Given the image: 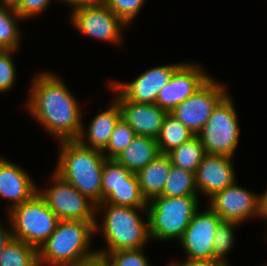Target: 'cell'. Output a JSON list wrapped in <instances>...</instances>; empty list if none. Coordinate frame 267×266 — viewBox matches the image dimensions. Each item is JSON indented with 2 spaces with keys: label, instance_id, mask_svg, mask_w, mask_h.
Wrapping results in <instances>:
<instances>
[{
  "label": "cell",
  "instance_id": "obj_1",
  "mask_svg": "<svg viewBox=\"0 0 267 266\" xmlns=\"http://www.w3.org/2000/svg\"><path fill=\"white\" fill-rule=\"evenodd\" d=\"M26 108L58 141L77 140L83 127L79 102L59 76L42 72L32 78Z\"/></svg>",
  "mask_w": 267,
  "mask_h": 266
},
{
  "label": "cell",
  "instance_id": "obj_2",
  "mask_svg": "<svg viewBox=\"0 0 267 266\" xmlns=\"http://www.w3.org/2000/svg\"><path fill=\"white\" fill-rule=\"evenodd\" d=\"M55 168L65 181L96 205L102 203V171L106 157L102 151L82 145L78 140L60 141Z\"/></svg>",
  "mask_w": 267,
  "mask_h": 266
},
{
  "label": "cell",
  "instance_id": "obj_3",
  "mask_svg": "<svg viewBox=\"0 0 267 266\" xmlns=\"http://www.w3.org/2000/svg\"><path fill=\"white\" fill-rule=\"evenodd\" d=\"M99 210H103L105 216L101 225L95 223V233L102 232L107 247L96 251L104 254L115 250L139 249L145 247L151 239L148 216L144 221L139 215L144 210L147 213V208L99 203L96 212H100Z\"/></svg>",
  "mask_w": 267,
  "mask_h": 266
},
{
  "label": "cell",
  "instance_id": "obj_4",
  "mask_svg": "<svg viewBox=\"0 0 267 266\" xmlns=\"http://www.w3.org/2000/svg\"><path fill=\"white\" fill-rule=\"evenodd\" d=\"M96 222L59 220L55 231L38 249L39 265L68 266L94 254L90 246Z\"/></svg>",
  "mask_w": 267,
  "mask_h": 266
},
{
  "label": "cell",
  "instance_id": "obj_5",
  "mask_svg": "<svg viewBox=\"0 0 267 266\" xmlns=\"http://www.w3.org/2000/svg\"><path fill=\"white\" fill-rule=\"evenodd\" d=\"M198 195L181 197L157 196L147 203L151 240H173L182 237L195 212Z\"/></svg>",
  "mask_w": 267,
  "mask_h": 266
},
{
  "label": "cell",
  "instance_id": "obj_6",
  "mask_svg": "<svg viewBox=\"0 0 267 266\" xmlns=\"http://www.w3.org/2000/svg\"><path fill=\"white\" fill-rule=\"evenodd\" d=\"M13 238L39 249L55 231L59 218L37 192L30 200L8 210Z\"/></svg>",
  "mask_w": 267,
  "mask_h": 266
},
{
  "label": "cell",
  "instance_id": "obj_7",
  "mask_svg": "<svg viewBox=\"0 0 267 266\" xmlns=\"http://www.w3.org/2000/svg\"><path fill=\"white\" fill-rule=\"evenodd\" d=\"M229 93L217 104L198 134L206 154L234 157L240 137L239 121Z\"/></svg>",
  "mask_w": 267,
  "mask_h": 266
},
{
  "label": "cell",
  "instance_id": "obj_8",
  "mask_svg": "<svg viewBox=\"0 0 267 266\" xmlns=\"http://www.w3.org/2000/svg\"><path fill=\"white\" fill-rule=\"evenodd\" d=\"M52 186L38 193L59 220L98 221L96 204L53 172Z\"/></svg>",
  "mask_w": 267,
  "mask_h": 266
},
{
  "label": "cell",
  "instance_id": "obj_9",
  "mask_svg": "<svg viewBox=\"0 0 267 266\" xmlns=\"http://www.w3.org/2000/svg\"><path fill=\"white\" fill-rule=\"evenodd\" d=\"M225 85L210 78L193 95L177 105L172 111L194 135H198L217 104L228 94Z\"/></svg>",
  "mask_w": 267,
  "mask_h": 266
},
{
  "label": "cell",
  "instance_id": "obj_10",
  "mask_svg": "<svg viewBox=\"0 0 267 266\" xmlns=\"http://www.w3.org/2000/svg\"><path fill=\"white\" fill-rule=\"evenodd\" d=\"M70 19L83 35L116 45L122 42V29L127 25L105 3L71 11Z\"/></svg>",
  "mask_w": 267,
  "mask_h": 266
},
{
  "label": "cell",
  "instance_id": "obj_11",
  "mask_svg": "<svg viewBox=\"0 0 267 266\" xmlns=\"http://www.w3.org/2000/svg\"><path fill=\"white\" fill-rule=\"evenodd\" d=\"M199 210L195 212L179 242L186 253V259L214 261L213 238L223 220L210 207L204 212Z\"/></svg>",
  "mask_w": 267,
  "mask_h": 266
},
{
  "label": "cell",
  "instance_id": "obj_12",
  "mask_svg": "<svg viewBox=\"0 0 267 266\" xmlns=\"http://www.w3.org/2000/svg\"><path fill=\"white\" fill-rule=\"evenodd\" d=\"M259 195L238 186L235 182L211 196L208 207L223 221L241 224L249 218H255L256 216L260 218Z\"/></svg>",
  "mask_w": 267,
  "mask_h": 266
},
{
  "label": "cell",
  "instance_id": "obj_13",
  "mask_svg": "<svg viewBox=\"0 0 267 266\" xmlns=\"http://www.w3.org/2000/svg\"><path fill=\"white\" fill-rule=\"evenodd\" d=\"M210 78L200 64L185 62L174 72L170 82L159 91L155 104L170 112Z\"/></svg>",
  "mask_w": 267,
  "mask_h": 266
},
{
  "label": "cell",
  "instance_id": "obj_14",
  "mask_svg": "<svg viewBox=\"0 0 267 266\" xmlns=\"http://www.w3.org/2000/svg\"><path fill=\"white\" fill-rule=\"evenodd\" d=\"M168 64L153 67L129 83L110 82L126 100L137 103L155 104L159 91L170 82L174 72L183 64Z\"/></svg>",
  "mask_w": 267,
  "mask_h": 266
},
{
  "label": "cell",
  "instance_id": "obj_15",
  "mask_svg": "<svg viewBox=\"0 0 267 266\" xmlns=\"http://www.w3.org/2000/svg\"><path fill=\"white\" fill-rule=\"evenodd\" d=\"M109 87L116 94L114 99L120 106L122 118L134 130L135 134L156 139L168 111L156 104L126 100L112 85L109 84Z\"/></svg>",
  "mask_w": 267,
  "mask_h": 266
},
{
  "label": "cell",
  "instance_id": "obj_16",
  "mask_svg": "<svg viewBox=\"0 0 267 266\" xmlns=\"http://www.w3.org/2000/svg\"><path fill=\"white\" fill-rule=\"evenodd\" d=\"M232 159L222 155L203 156L195 173L198 195L200 191L209 199L237 181Z\"/></svg>",
  "mask_w": 267,
  "mask_h": 266
},
{
  "label": "cell",
  "instance_id": "obj_17",
  "mask_svg": "<svg viewBox=\"0 0 267 266\" xmlns=\"http://www.w3.org/2000/svg\"><path fill=\"white\" fill-rule=\"evenodd\" d=\"M37 192L34 181L23 168L0 158V197L11 201L8 210L30 200Z\"/></svg>",
  "mask_w": 267,
  "mask_h": 266
},
{
  "label": "cell",
  "instance_id": "obj_18",
  "mask_svg": "<svg viewBox=\"0 0 267 266\" xmlns=\"http://www.w3.org/2000/svg\"><path fill=\"white\" fill-rule=\"evenodd\" d=\"M110 105L91 120L87 129L82 127L77 139L82 145L100 151L106 148L117 122L122 118L120 106L114 98Z\"/></svg>",
  "mask_w": 267,
  "mask_h": 266
},
{
  "label": "cell",
  "instance_id": "obj_19",
  "mask_svg": "<svg viewBox=\"0 0 267 266\" xmlns=\"http://www.w3.org/2000/svg\"><path fill=\"white\" fill-rule=\"evenodd\" d=\"M171 165L169 155L161 153L136 173L142 195L147 202L161 195Z\"/></svg>",
  "mask_w": 267,
  "mask_h": 266
},
{
  "label": "cell",
  "instance_id": "obj_20",
  "mask_svg": "<svg viewBox=\"0 0 267 266\" xmlns=\"http://www.w3.org/2000/svg\"><path fill=\"white\" fill-rule=\"evenodd\" d=\"M159 154L161 153L156 139L136 135L116 160L131 172L137 173Z\"/></svg>",
  "mask_w": 267,
  "mask_h": 266
},
{
  "label": "cell",
  "instance_id": "obj_21",
  "mask_svg": "<svg viewBox=\"0 0 267 266\" xmlns=\"http://www.w3.org/2000/svg\"><path fill=\"white\" fill-rule=\"evenodd\" d=\"M193 136L194 134L179 119L168 112L156 140L160 153L168 154Z\"/></svg>",
  "mask_w": 267,
  "mask_h": 266
},
{
  "label": "cell",
  "instance_id": "obj_22",
  "mask_svg": "<svg viewBox=\"0 0 267 266\" xmlns=\"http://www.w3.org/2000/svg\"><path fill=\"white\" fill-rule=\"evenodd\" d=\"M205 154L203 144L198 135H194L168 153L172 165L193 173H196Z\"/></svg>",
  "mask_w": 267,
  "mask_h": 266
},
{
  "label": "cell",
  "instance_id": "obj_23",
  "mask_svg": "<svg viewBox=\"0 0 267 266\" xmlns=\"http://www.w3.org/2000/svg\"><path fill=\"white\" fill-rule=\"evenodd\" d=\"M102 203L115 206L147 208V200L142 195L136 173L127 178V183L113 189Z\"/></svg>",
  "mask_w": 267,
  "mask_h": 266
},
{
  "label": "cell",
  "instance_id": "obj_24",
  "mask_svg": "<svg viewBox=\"0 0 267 266\" xmlns=\"http://www.w3.org/2000/svg\"><path fill=\"white\" fill-rule=\"evenodd\" d=\"M0 266H40L38 249L12 238L0 255Z\"/></svg>",
  "mask_w": 267,
  "mask_h": 266
},
{
  "label": "cell",
  "instance_id": "obj_25",
  "mask_svg": "<svg viewBox=\"0 0 267 266\" xmlns=\"http://www.w3.org/2000/svg\"><path fill=\"white\" fill-rule=\"evenodd\" d=\"M198 195L195 173L171 165L161 196L181 197Z\"/></svg>",
  "mask_w": 267,
  "mask_h": 266
},
{
  "label": "cell",
  "instance_id": "obj_26",
  "mask_svg": "<svg viewBox=\"0 0 267 266\" xmlns=\"http://www.w3.org/2000/svg\"><path fill=\"white\" fill-rule=\"evenodd\" d=\"M17 19L22 20L16 10L0 6V46L4 50H17L20 45Z\"/></svg>",
  "mask_w": 267,
  "mask_h": 266
},
{
  "label": "cell",
  "instance_id": "obj_27",
  "mask_svg": "<svg viewBox=\"0 0 267 266\" xmlns=\"http://www.w3.org/2000/svg\"><path fill=\"white\" fill-rule=\"evenodd\" d=\"M240 224L230 221H222L215 232L213 240L214 262L220 266H229L226 255L234 246V227Z\"/></svg>",
  "mask_w": 267,
  "mask_h": 266
},
{
  "label": "cell",
  "instance_id": "obj_28",
  "mask_svg": "<svg viewBox=\"0 0 267 266\" xmlns=\"http://www.w3.org/2000/svg\"><path fill=\"white\" fill-rule=\"evenodd\" d=\"M133 174L116 159H106L102 171V202L121 184L127 183V178Z\"/></svg>",
  "mask_w": 267,
  "mask_h": 266
},
{
  "label": "cell",
  "instance_id": "obj_29",
  "mask_svg": "<svg viewBox=\"0 0 267 266\" xmlns=\"http://www.w3.org/2000/svg\"><path fill=\"white\" fill-rule=\"evenodd\" d=\"M134 130L121 118L113 130L109 143L102 151L106 159H116L117 156L133 141ZM107 150V152H106Z\"/></svg>",
  "mask_w": 267,
  "mask_h": 266
},
{
  "label": "cell",
  "instance_id": "obj_30",
  "mask_svg": "<svg viewBox=\"0 0 267 266\" xmlns=\"http://www.w3.org/2000/svg\"><path fill=\"white\" fill-rule=\"evenodd\" d=\"M143 248L105 252L109 266H149L151 263L144 255Z\"/></svg>",
  "mask_w": 267,
  "mask_h": 266
},
{
  "label": "cell",
  "instance_id": "obj_31",
  "mask_svg": "<svg viewBox=\"0 0 267 266\" xmlns=\"http://www.w3.org/2000/svg\"><path fill=\"white\" fill-rule=\"evenodd\" d=\"M144 2L146 0H106L105 4L128 26L138 16L145 4Z\"/></svg>",
  "mask_w": 267,
  "mask_h": 266
},
{
  "label": "cell",
  "instance_id": "obj_32",
  "mask_svg": "<svg viewBox=\"0 0 267 266\" xmlns=\"http://www.w3.org/2000/svg\"><path fill=\"white\" fill-rule=\"evenodd\" d=\"M16 50H3L0 53V93L13 88L16 80V68L12 54Z\"/></svg>",
  "mask_w": 267,
  "mask_h": 266
},
{
  "label": "cell",
  "instance_id": "obj_33",
  "mask_svg": "<svg viewBox=\"0 0 267 266\" xmlns=\"http://www.w3.org/2000/svg\"><path fill=\"white\" fill-rule=\"evenodd\" d=\"M51 0H22L16 12L22 19L33 18L41 13L50 5Z\"/></svg>",
  "mask_w": 267,
  "mask_h": 266
},
{
  "label": "cell",
  "instance_id": "obj_34",
  "mask_svg": "<svg viewBox=\"0 0 267 266\" xmlns=\"http://www.w3.org/2000/svg\"><path fill=\"white\" fill-rule=\"evenodd\" d=\"M68 266H109L108 260L103 253L96 251L94 254L77 260Z\"/></svg>",
  "mask_w": 267,
  "mask_h": 266
},
{
  "label": "cell",
  "instance_id": "obj_35",
  "mask_svg": "<svg viewBox=\"0 0 267 266\" xmlns=\"http://www.w3.org/2000/svg\"><path fill=\"white\" fill-rule=\"evenodd\" d=\"M64 1L69 5L71 4L70 6H73L72 11H74L84 7L102 5L106 0H63V2Z\"/></svg>",
  "mask_w": 267,
  "mask_h": 266
},
{
  "label": "cell",
  "instance_id": "obj_36",
  "mask_svg": "<svg viewBox=\"0 0 267 266\" xmlns=\"http://www.w3.org/2000/svg\"><path fill=\"white\" fill-rule=\"evenodd\" d=\"M171 266H220V265L214 261L185 259L182 262L173 261L171 262Z\"/></svg>",
  "mask_w": 267,
  "mask_h": 266
},
{
  "label": "cell",
  "instance_id": "obj_37",
  "mask_svg": "<svg viewBox=\"0 0 267 266\" xmlns=\"http://www.w3.org/2000/svg\"><path fill=\"white\" fill-rule=\"evenodd\" d=\"M0 221V255L4 249V247L9 243V241L13 238L12 230L5 229V226Z\"/></svg>",
  "mask_w": 267,
  "mask_h": 266
},
{
  "label": "cell",
  "instance_id": "obj_38",
  "mask_svg": "<svg viewBox=\"0 0 267 266\" xmlns=\"http://www.w3.org/2000/svg\"><path fill=\"white\" fill-rule=\"evenodd\" d=\"M259 215L263 219H267V189L266 191L259 195Z\"/></svg>",
  "mask_w": 267,
  "mask_h": 266
},
{
  "label": "cell",
  "instance_id": "obj_39",
  "mask_svg": "<svg viewBox=\"0 0 267 266\" xmlns=\"http://www.w3.org/2000/svg\"><path fill=\"white\" fill-rule=\"evenodd\" d=\"M22 0H0V6L16 10Z\"/></svg>",
  "mask_w": 267,
  "mask_h": 266
},
{
  "label": "cell",
  "instance_id": "obj_40",
  "mask_svg": "<svg viewBox=\"0 0 267 266\" xmlns=\"http://www.w3.org/2000/svg\"><path fill=\"white\" fill-rule=\"evenodd\" d=\"M4 49L0 46V53L3 51Z\"/></svg>",
  "mask_w": 267,
  "mask_h": 266
}]
</instances>
